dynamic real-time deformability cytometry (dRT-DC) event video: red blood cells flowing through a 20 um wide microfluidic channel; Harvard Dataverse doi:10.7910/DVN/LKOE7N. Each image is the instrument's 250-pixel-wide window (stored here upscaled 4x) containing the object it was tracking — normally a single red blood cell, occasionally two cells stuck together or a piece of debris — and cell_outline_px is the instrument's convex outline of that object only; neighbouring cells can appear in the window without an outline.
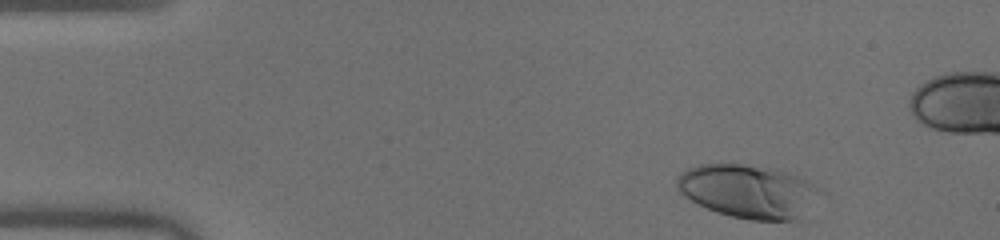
{"species": "human", "species_latin": "Homo sapiens", "temperature_condition": "warm", "stored_images_in_passage": 43, "camera_frame_rate_fps": 3000, "um_per_image_px": 0.085, "donor": {"sex": "male"}, "frame": {"image": 1, "passage_image": 2, "time_ms": 0.333, "image_size_px": [1000, 240], "cell_outline_px": [[820, 188], [796, 220], [752, 220], [732, 216], [716, 212], [684, 196], [680, 192], [676, 184], [676, 180], [680, 172], [688, 168], [700, 164], [740, 164], [776, 168], [788, 172], [808, 180]], "centroid_in_image_um": [63.52, 16.22], "position_along_channel_um": 21.5, "area_um2": 43.75}}
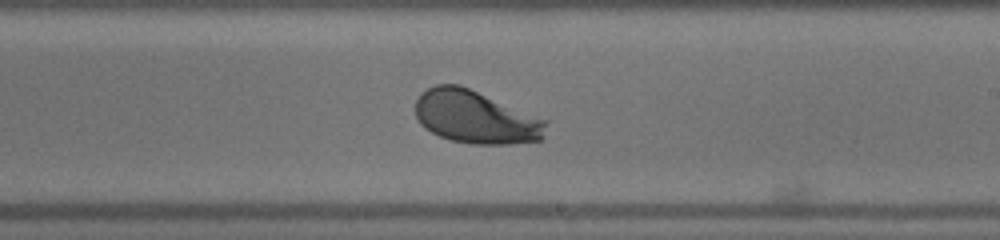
{"frame": {"image": 2, "passage_image": 26, "time_ms": 8.333, "image_size_px": [1000, 240], "cell_outline_px": [[552, 120], [544, 136], [540, 140], [508, 144], [472, 144], [452, 140], [440, 136], [424, 128], [420, 124], [416, 116], [416, 100], [420, 92], [436, 84], [460, 84]], "centroid_in_image_um": [40.5, 9.94], "position_along_channel_um": 248.5, "area_um2": 41.21}}
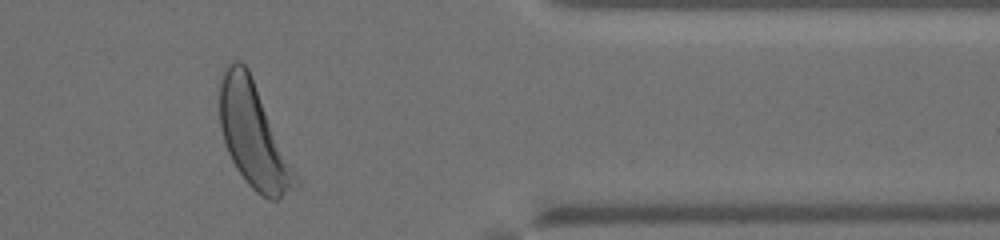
{"frame": {"image": 3, "passage_image": 38, "time_ms": 12.333, "image_size_px": [1000, 240], "cell_outline_px": [[300, 184], [276, 200], [268, 200], [256, 192], [248, 184], [236, 168], [228, 152], [220, 128], [220, 76], [224, 68], [232, 60], [240, 60], [248, 68], [300, 180]], "centroid_in_image_um": [21.54, 11.5], "position_along_channel_um": 389.9, "area_um2": 45.78}}